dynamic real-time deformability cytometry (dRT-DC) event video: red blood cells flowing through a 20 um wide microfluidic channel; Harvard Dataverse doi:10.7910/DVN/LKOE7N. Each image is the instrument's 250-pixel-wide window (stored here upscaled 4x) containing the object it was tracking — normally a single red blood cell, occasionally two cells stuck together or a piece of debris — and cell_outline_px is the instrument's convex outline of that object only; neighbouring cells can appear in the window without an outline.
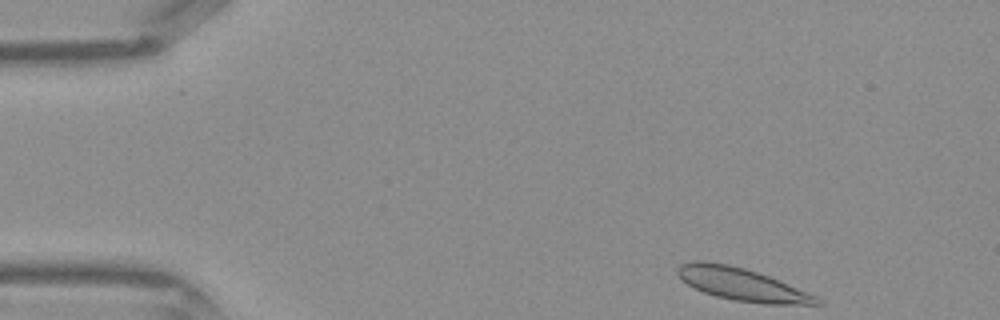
{"species": "Egyptian fruit bat (a non-hibernating species)", "species_latin": "Rousettus aegyptiacus", "temperature_condition": "warm", "stored_images_in_passage": 39, "camera_frame_rate_fps": 3000, "um_per_image_px": 0.085, "frame": {"image": 1, "passage_image": 1, "time_ms": 0.0, "image_size_px": [1000, 320], "cell_outline_px": [[824, 304], [764, 304], [736, 300], [716, 296], [704, 292], [680, 280], [676, 272], [676, 268], [680, 264], [696, 260], [704, 260], [728, 264], [744, 268], [768, 276], [816, 296], [824, 300]], "centroid_in_image_um": [63.02, 24.16], "position_along_channel_um": 22.0, "area_um2": 26.24}}
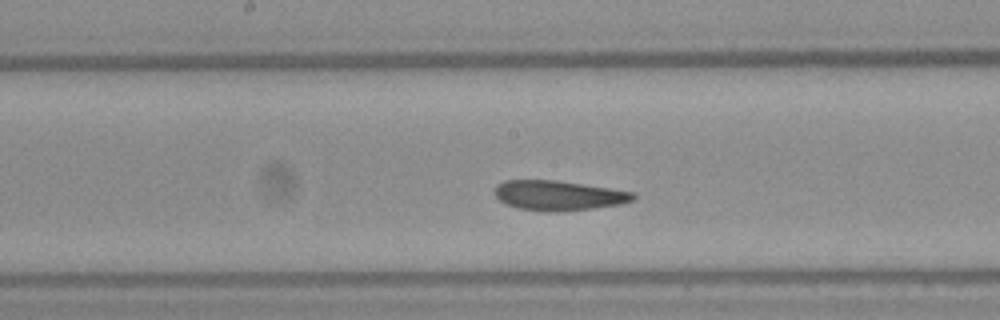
{"frame": {"image": 2, "passage_image": 18, "time_ms": 5.667, "image_size_px": [1000, 320], "cell_outline_px": [[636, 196], [632, 200], [620, 204], [592, 208], [560, 212], [548, 212], [520, 208], [508, 204], [500, 200], [492, 192], [496, 184], [504, 180], [556, 180], [636, 192]], "centroid_in_image_um": [47.45, 16.6], "position_along_channel_um": 200.7, "area_um2": 24.1}}
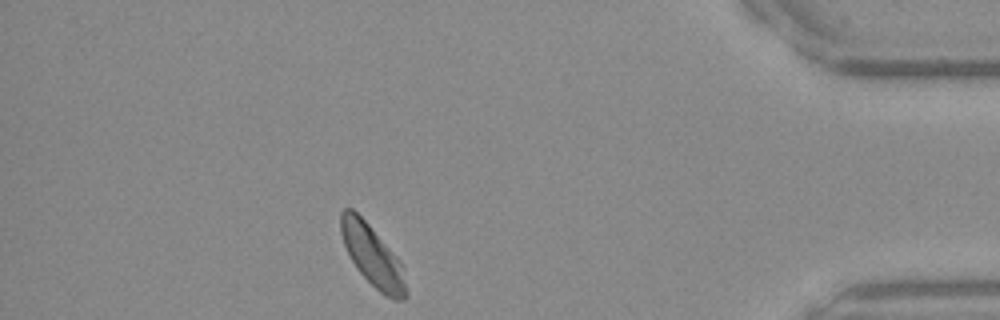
{"frame": {"image": 3, "passage_image": 34, "time_ms": 11.0, "image_size_px": [1000, 320], "cell_outline_px": [[408, 296], [404, 300], [392, 300], [380, 292], [356, 268], [344, 244], [340, 232], [340, 212], [344, 208], [352, 208], [368, 224], [400, 260], [404, 268], [408, 292]], "centroid_in_image_um": [31.7, 21.77], "position_along_channel_um": 403.5, "area_um2": 23.18}}